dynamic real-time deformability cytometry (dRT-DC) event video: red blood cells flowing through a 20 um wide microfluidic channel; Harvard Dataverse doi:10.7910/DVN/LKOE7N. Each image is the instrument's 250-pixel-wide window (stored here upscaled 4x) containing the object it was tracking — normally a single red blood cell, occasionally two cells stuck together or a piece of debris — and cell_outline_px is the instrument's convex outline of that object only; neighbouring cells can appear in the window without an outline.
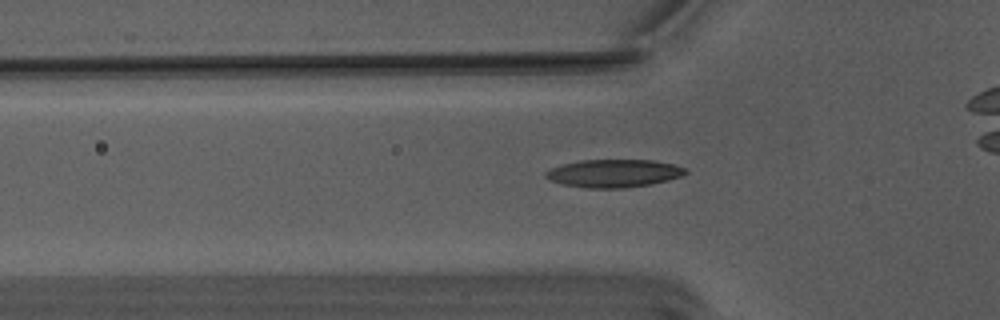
{"species": "Egyptian fruit bat (a non-hibernating species)", "species_latin": "Rousettus aegyptiacus", "temperature_condition": "warm", "stored_images_in_passage": 43, "camera_frame_rate_fps": 3000, "um_per_image_px": 0.085, "animal": {"sex": "male"}, "frame": {"image": 1, "passage_image": 14, "time_ms": 4.333, "image_size_px": [1000, 320], "cell_outline_px": [[688, 172], [680, 176], [668, 180], [648, 184], [624, 188], [588, 188], [564, 184], [552, 180], [544, 176], [544, 172], [552, 168], [564, 164], [580, 160], [652, 160], [672, 164], [684, 168]], "centroid_in_image_um": [52.16, 14.73], "position_along_channel_um": 73.6, "area_um2": 22.37}}
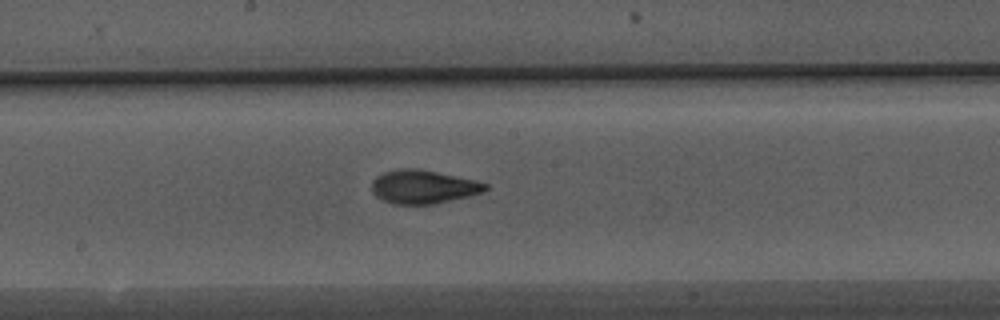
{"frame": {"image": 2, "passage_image": 25, "time_ms": 8.0, "image_size_px": [1000, 320], "cell_outline_px": [[488, 188], [484, 192], [468, 196], [432, 204], [392, 204], [376, 196], [372, 192], [372, 184], [376, 176], [384, 172], [396, 168], [416, 168], [476, 180], [488, 184]], "centroid_in_image_um": [35.97, 15.87], "position_along_channel_um": 212.2, "area_um2": 22.14}}
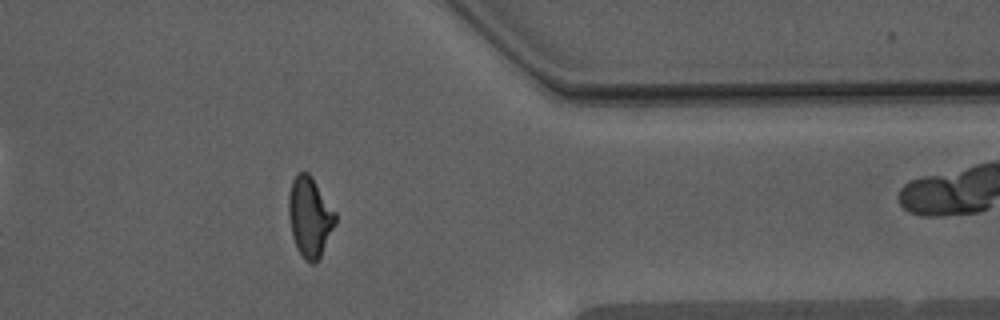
{"frame": {"image": 3, "passage_image": 40, "time_ms": 13.0, "image_size_px": [1000, 320], "cell_outline_px": [[336, 224], [320, 256], [312, 264], [304, 260], [292, 236], [288, 212], [288, 196], [292, 180], [300, 172], [308, 172], [312, 176], [336, 212]], "centroid_in_image_um": [26.34, 18.41], "position_along_channel_um": 385.1, "area_um2": 21.68}, "authors_computed_cell_mechanics": {"area_um2": 21.2704, "velocity_mm_per_s": 3.763, "shape_relaxation_time_tau1_ms": 5.7008, "shape_relaxation_time_tau2_ms": 1.5768, "deformation_change_tau1": 0.2069, "deformation_change_tau2": 0.0784}}